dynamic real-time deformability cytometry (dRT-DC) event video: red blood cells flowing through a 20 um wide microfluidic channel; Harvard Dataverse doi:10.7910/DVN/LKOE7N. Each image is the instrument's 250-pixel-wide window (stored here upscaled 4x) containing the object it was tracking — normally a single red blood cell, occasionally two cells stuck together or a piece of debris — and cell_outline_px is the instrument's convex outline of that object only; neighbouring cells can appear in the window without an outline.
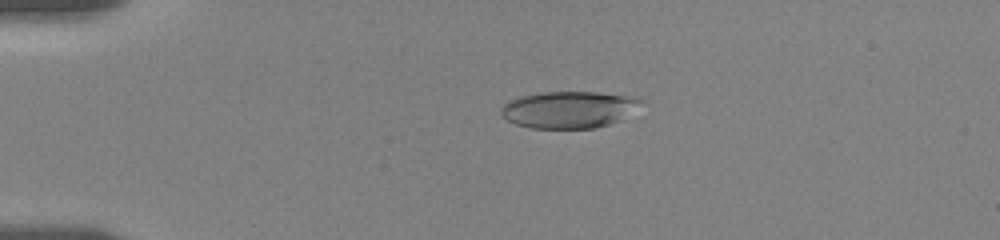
{"species": "human", "species_latin": "Homo sapiens", "temperature_condition": "room temperature", "stored_images_in_passage": 7, "camera_frame_rate_fps": 3000, "um_per_image_px": 0.085, "donor": {"sex": "female"}, "frame": {"image": 1, "passage_image": 5, "time_ms": 3.667, "image_size_px": [1000, 240], "cell_outline_px": [[644, 100], [624, 120], [596, 128], [528, 128], [516, 124], [508, 120], [500, 112], [500, 108], [504, 104], [512, 100], [524, 96], [540, 92], [596, 92], [636, 96]], "centroid_in_image_um": [48.42, 9.32], "position_along_channel_um": 36.6, "area_um2": 30.17}}